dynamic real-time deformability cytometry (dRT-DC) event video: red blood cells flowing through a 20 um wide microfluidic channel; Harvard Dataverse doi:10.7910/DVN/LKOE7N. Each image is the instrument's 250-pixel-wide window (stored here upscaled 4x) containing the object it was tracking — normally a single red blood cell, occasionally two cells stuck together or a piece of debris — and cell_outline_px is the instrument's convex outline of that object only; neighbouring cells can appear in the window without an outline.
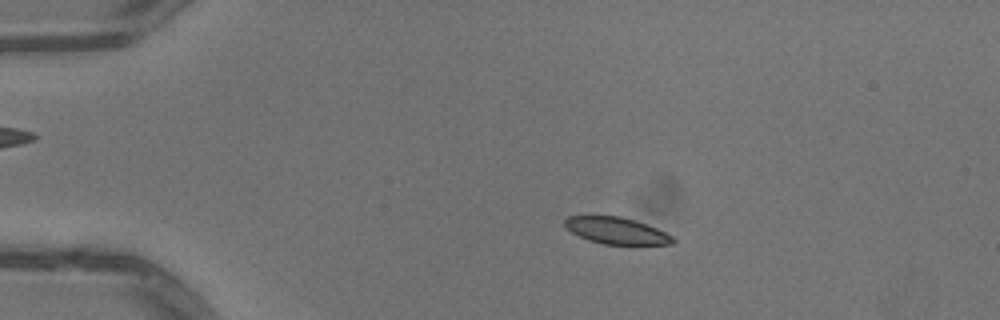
{"species": "common noctule bat (a hibernating species)", "species_latin": "Nyctalus noctula", "temperature_condition": "warm", "stored_images_in_passage": 52, "camera_frame_rate_fps": 3000, "um_per_image_px": 0.085, "animal": {"sex": "male", "body_mass_g": 13.3}, "frame": {"image": 1, "passage_image": 11, "time_ms": 3.333, "image_size_px": [1000, 320], "cell_outline_px": [[676, 244], [604, 244], [588, 240], [572, 232], [564, 224], [564, 220], [568, 216], [620, 216], [656, 228], [672, 236], [676, 240]], "centroid_in_image_um": [52.4, 19.61], "position_along_channel_um": 32.6, "area_um2": 16.47}}
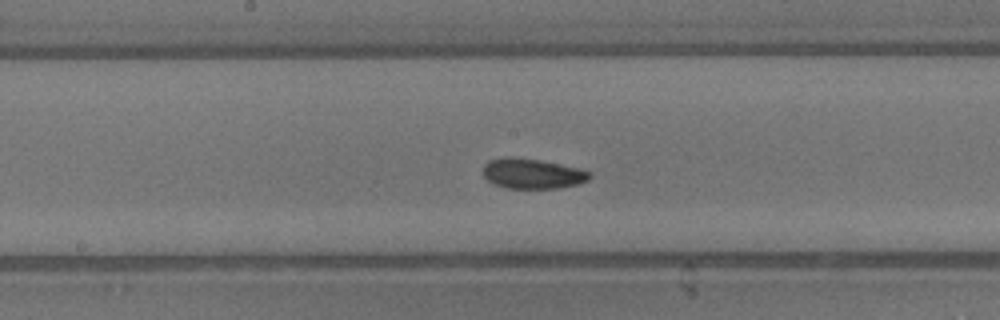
{"frame": {"image": 2, "passage_image": 28, "time_ms": 9.0, "image_size_px": [1000, 320], "cell_outline_px": [[592, 176], [588, 180], [580, 184], [560, 188], [504, 188], [492, 184], [484, 176], [484, 164], [488, 160], [504, 156], [512, 156], [536, 160], [576, 168], [592, 172]], "centroid_in_image_um": [45.22, 14.77], "position_along_channel_um": 203.0, "area_um2": 18.73}}
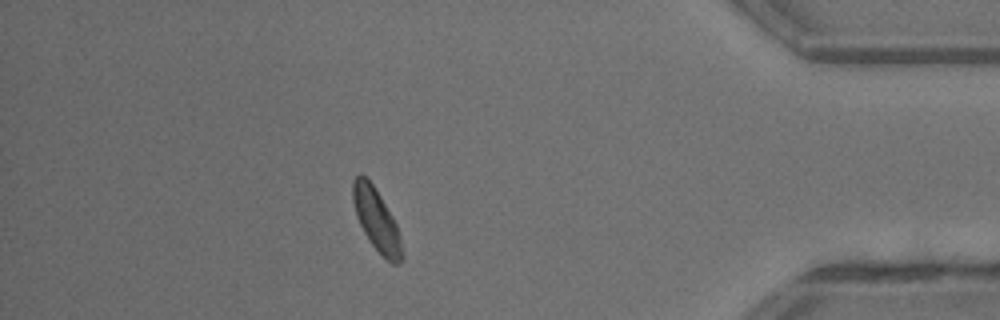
{"frame": {"image": 3, "passage_image": 46, "time_ms": 15.0, "image_size_px": [1000, 320], "cell_outline_px": [[404, 260], [396, 264], [392, 264], [372, 244], [364, 232], [356, 216], [352, 200], [352, 180], [360, 172], [372, 184], [380, 196], [392, 216], [396, 224], [400, 236], [404, 256]], "centroid_in_image_um": [32.0, 18.68], "position_along_channel_um": 403.2, "area_um2": 17.63}, "authors_computed_cell_mechanics": {"area_um2": 18.1203, "velocity_mm_per_s": 4.0326, "shape_relaxation_time_tau1_ms": 2.5009, "shape_relaxation_time_tau2_ms": 5.1422, "deformation_change_tau1": 0.0671, "deformation_change_tau2": 0.0945}}